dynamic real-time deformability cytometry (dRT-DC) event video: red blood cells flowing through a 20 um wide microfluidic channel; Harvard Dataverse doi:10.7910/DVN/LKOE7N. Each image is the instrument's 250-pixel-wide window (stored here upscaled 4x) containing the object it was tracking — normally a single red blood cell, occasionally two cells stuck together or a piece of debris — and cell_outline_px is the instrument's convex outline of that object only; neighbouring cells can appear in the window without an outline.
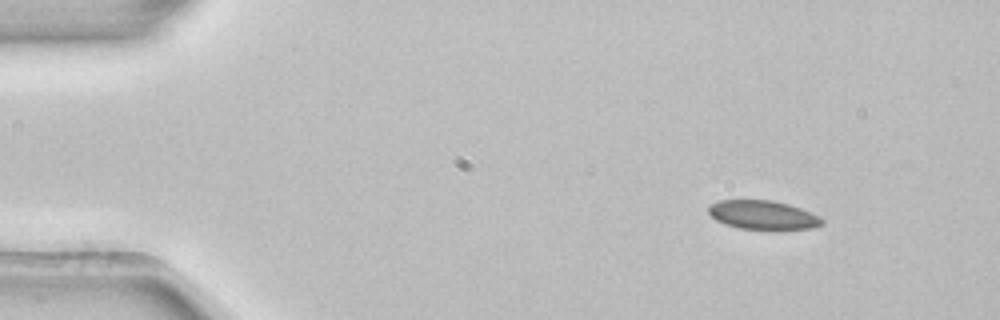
{"species": "common noctule bat (a hibernating species)", "species_latin": "Nyctalus noctula", "temperature_condition": "room temperature", "stored_images_in_passage": 2, "camera_frame_rate_fps": 3000, "um_per_image_px": 0.085, "animal": {"sex": "female", "body_mass_g": 22.7, "forearm_length_mm": 54.2}, "frame": {"image": 1, "passage_image": 1, "time_ms": 0.0, "image_size_px": [1000, 320], "cell_outline_px": [[824, 224], [812, 228], [740, 228], [724, 224], [716, 220], [708, 212], [708, 204], [720, 200], [772, 200], [788, 204], [800, 208], [820, 216], [824, 220]], "centroid_in_image_um": [64.82, 18.25], "position_along_channel_um": 20.2, "area_um2": 18.84}}